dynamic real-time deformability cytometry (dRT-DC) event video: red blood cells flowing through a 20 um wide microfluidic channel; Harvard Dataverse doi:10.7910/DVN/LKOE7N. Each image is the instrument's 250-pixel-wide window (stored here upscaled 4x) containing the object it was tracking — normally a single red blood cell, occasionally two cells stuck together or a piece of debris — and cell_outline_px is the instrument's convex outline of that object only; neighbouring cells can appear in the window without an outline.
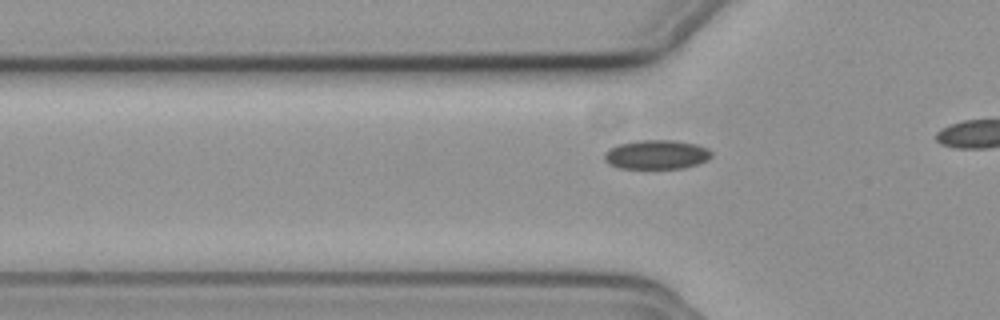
{"species": "common noctule bat (a hibernating species)", "species_latin": "Nyctalus noctula", "temperature_condition": "cold", "stored_images_in_passage": 16, "camera_frame_rate_fps": 3000, "um_per_image_px": 0.085, "animal": {"sex": "female", "body_mass_g": 19.3, "forearm_length_mm": 54.1}, "frame": {"image": 1, "passage_image": 10, "time_ms": 3.0, "image_size_px": [1000, 320], "cell_outline_px": [[712, 156], [708, 160], [700, 164], [684, 168], [620, 168], [608, 164], [604, 160], [604, 152], [608, 148], [620, 144], [644, 140], [672, 140], [696, 144], [708, 148], [712, 152]], "centroid_in_image_um": [55.83, 13.15], "position_along_channel_um": 70.0, "area_um2": 18.32}}